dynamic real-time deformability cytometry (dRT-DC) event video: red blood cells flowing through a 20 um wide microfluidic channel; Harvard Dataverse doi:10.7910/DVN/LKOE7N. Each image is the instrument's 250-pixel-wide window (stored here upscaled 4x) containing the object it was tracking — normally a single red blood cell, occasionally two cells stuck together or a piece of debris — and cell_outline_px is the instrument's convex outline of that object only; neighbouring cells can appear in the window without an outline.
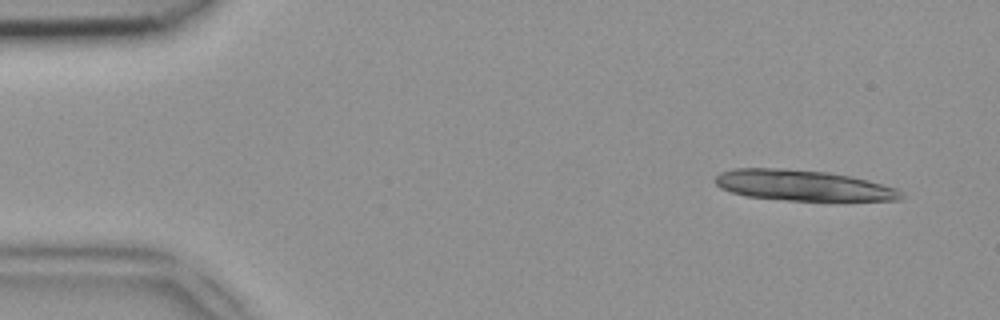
{"species": "common noctule bat (a hibernating species)", "species_latin": "Nyctalus noctula", "temperature_condition": "room temperature", "stored_images_in_passage": 21, "camera_frame_rate_fps": 3000, "um_per_image_px": 0.085, "animal": {"sex": "female", "body_mass_g": 18.4}, "frame": {"image": 1, "passage_image": 3, "time_ms": 0.667, "image_size_px": [1000, 320], "cell_outline_px": [[904, 196], [900, 200], [788, 200], [748, 196], [732, 192], [720, 188], [716, 184], [716, 176], [720, 172], [736, 168], [788, 168], [828, 172], [868, 180], [896, 188]], "centroid_in_image_um": [68.22, 15.74], "position_along_channel_um": 16.8, "area_um2": 32.95}}
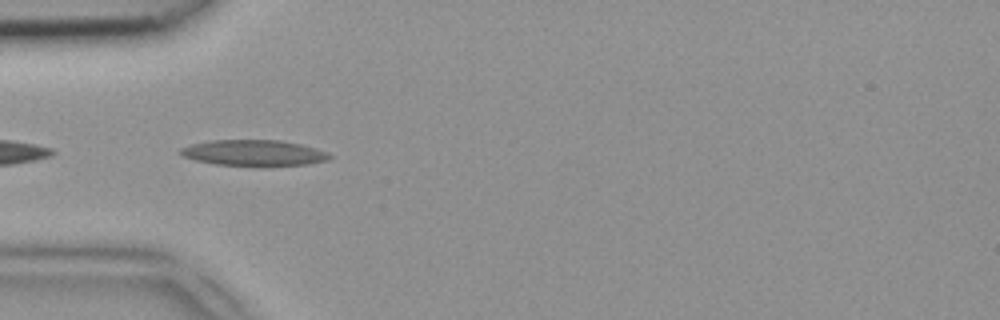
{"frame": {"image": 2, "passage_image": 14, "time_ms": 4.333, "image_size_px": [1000, 320], "cell_outline_px": [[332, 156], [328, 160], [308, 164], [216, 164], [196, 160], [184, 156], [180, 152], [180, 148], [192, 144], [212, 140], [280, 140], [300, 144], [316, 148], [328, 152]], "centroid_in_image_um": [21.6, 12.96], "position_along_channel_um": 63.4, "area_um2": 21.73}}